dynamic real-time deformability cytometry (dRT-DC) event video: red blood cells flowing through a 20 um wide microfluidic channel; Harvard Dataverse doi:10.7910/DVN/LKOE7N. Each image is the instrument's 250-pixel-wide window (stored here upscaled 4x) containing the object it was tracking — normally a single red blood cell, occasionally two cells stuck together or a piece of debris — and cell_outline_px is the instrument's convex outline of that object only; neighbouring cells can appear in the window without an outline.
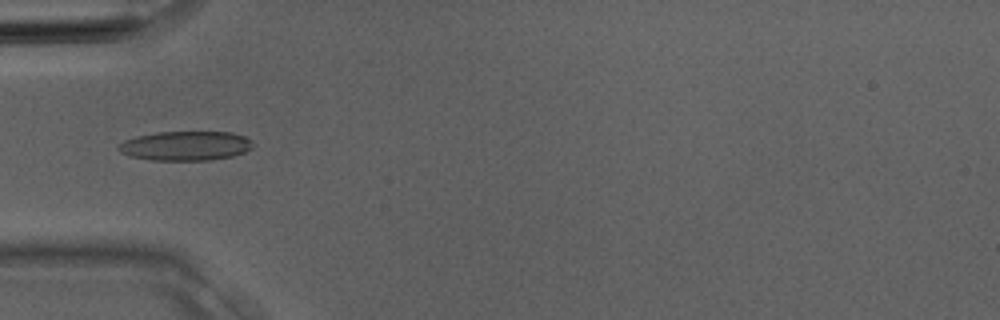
{"species": "Egyptian fruit bat (a non-hibernating species)", "species_latin": "Rousettus aegyptiacus", "temperature_condition": "room temperature", "stored_images_in_passage": 2, "camera_frame_rate_fps": 3000, "um_per_image_px": 0.085, "animal": {"sex": "male"}, "frame": {"image": 1, "passage_image": 2, "time_ms": 0.333, "image_size_px": [1000, 320], "cell_outline_px": [[252, 148], [244, 152], [232, 156], [212, 160], [152, 160], [132, 156], [120, 152], [116, 148], [124, 140], [136, 136], [156, 132], [232, 132], [244, 136], [252, 140]], "centroid_in_image_um": [15.78, 12.39], "position_along_channel_um": 69.2, "area_um2": 23.0}}